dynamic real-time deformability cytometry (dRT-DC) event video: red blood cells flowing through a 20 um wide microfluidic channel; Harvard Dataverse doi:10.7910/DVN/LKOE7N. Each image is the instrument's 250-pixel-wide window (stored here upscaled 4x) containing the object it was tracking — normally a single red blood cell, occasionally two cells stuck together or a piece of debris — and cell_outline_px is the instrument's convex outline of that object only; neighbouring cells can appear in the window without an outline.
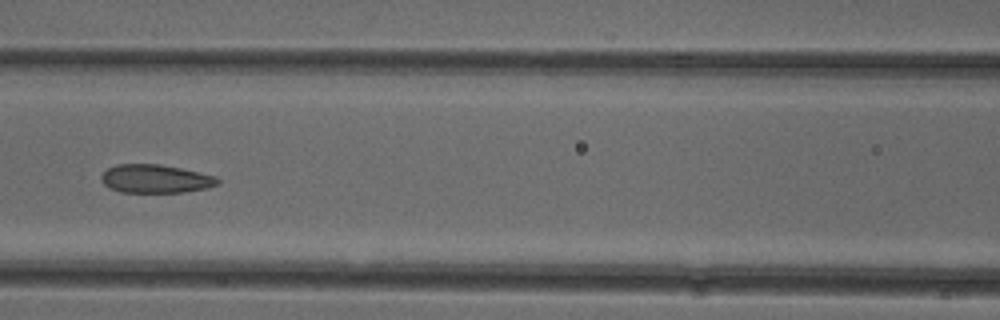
{"species": "common noctule bat (a hibernating species)", "species_latin": "Nyctalus noctula", "temperature_condition": "cold", "stored_images_in_passage": 28, "camera_frame_rate_fps": 3000, "um_per_image_px": 0.085, "animal": {"sex": "female"}, "frame": {"image": 1, "passage_image": 22, "time_ms": 7.0, "image_size_px": [1000, 320], "cell_outline_px": [[220, 184], [208, 188], [184, 192], [120, 192], [108, 188], [100, 180], [100, 176], [108, 168], [116, 164], [160, 164], [180, 168], [216, 176], [220, 180]], "centroid_in_image_um": [13.21, 15.2], "position_along_channel_um": 153.4, "area_um2": 19.42}}
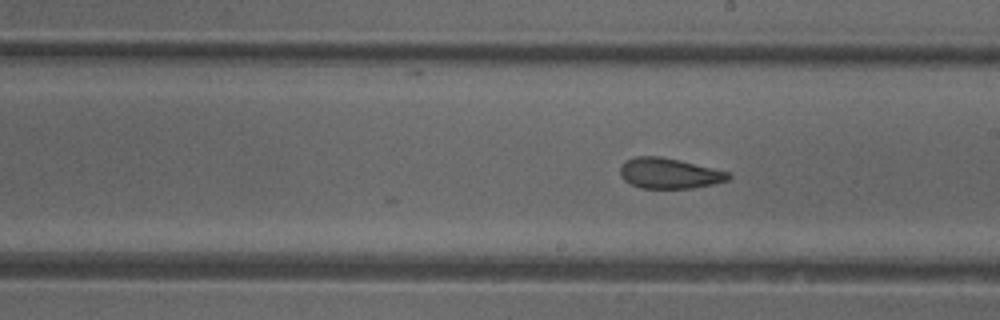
{"frame": {"image": 2, "passage_image": 28, "time_ms": 9.0, "image_size_px": [1000, 320], "cell_outline_px": [[732, 176], [728, 180], [712, 184], [692, 188], [640, 188], [624, 180], [620, 176], [620, 168], [624, 160], [636, 156], [660, 156], [728, 172]], "centroid_in_image_um": [56.83, 14.73], "position_along_channel_um": 232.2, "area_um2": 19.02}}